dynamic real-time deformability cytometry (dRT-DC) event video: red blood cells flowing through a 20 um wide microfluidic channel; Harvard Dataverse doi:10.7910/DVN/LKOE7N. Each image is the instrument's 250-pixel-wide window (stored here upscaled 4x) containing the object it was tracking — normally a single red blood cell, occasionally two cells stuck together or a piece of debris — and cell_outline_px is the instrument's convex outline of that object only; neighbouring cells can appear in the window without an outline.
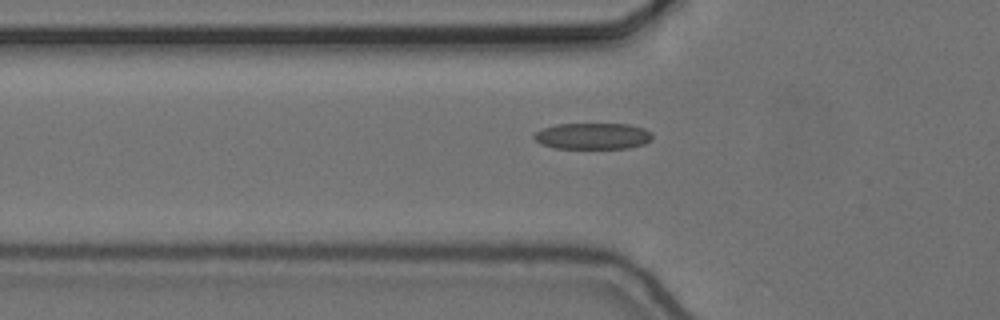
{"species": "common noctule bat (a hibernating species)", "species_latin": "Nyctalus noctula", "temperature_condition": "cold", "stored_images_in_passage": 35, "camera_frame_rate_fps": 3000, "um_per_image_px": 0.085, "animal": {"sex": "female", "body_mass_g": 24.6, "forearm_length_mm": 56.2}, "frame": {"image": 1, "passage_image": 4, "time_ms": 1.0, "image_size_px": [1000, 320], "cell_outline_px": [[652, 140], [644, 144], [628, 148], [556, 148], [540, 144], [532, 136], [536, 132], [544, 128], [556, 124], [628, 124], [644, 128], [652, 132]], "centroid_in_image_um": [50.41, 11.56], "position_along_channel_um": 75.4, "area_um2": 18.15}}
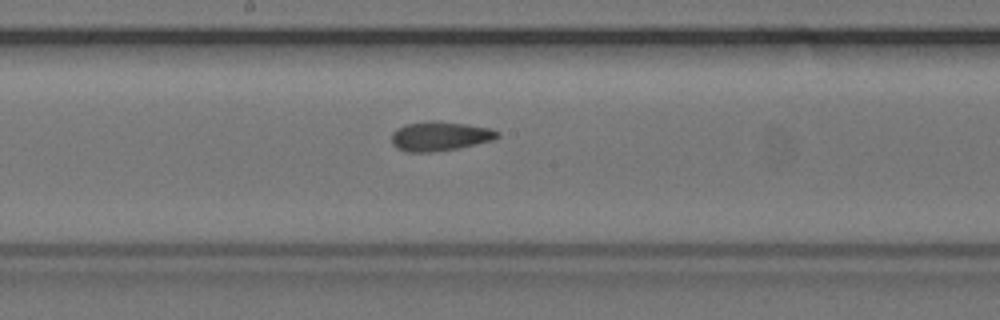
{"frame": {"image": 2, "passage_image": 15, "time_ms": 4.667, "image_size_px": [1000, 320], "cell_outline_px": [[500, 136], [492, 140], [456, 148], [432, 152], [404, 152], [396, 148], [392, 144], [392, 132], [396, 128], [404, 124], [428, 120], [440, 120], [468, 124], [492, 128], [500, 132]], "centroid_in_image_um": [37.36, 11.55], "position_along_channel_um": 210.8, "area_um2": 18.44}}
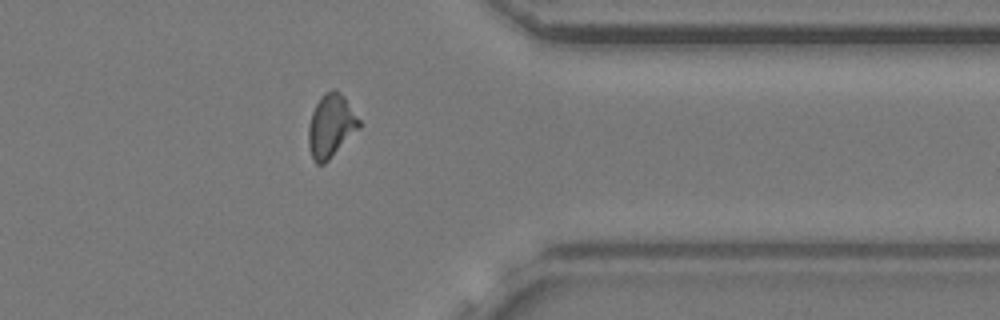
{"frame": {"image": 3, "passage_image": 30, "time_ms": 9.667, "image_size_px": [1000, 320], "cell_outline_px": [[360, 128], [324, 164], [316, 164], [312, 160], [308, 144], [308, 124], [312, 112], [320, 96], [324, 92], [336, 88], [344, 96], [360, 120]], "centroid_in_image_um": [28.11, 10.69], "position_along_channel_um": 383.3, "area_um2": 18.79}}